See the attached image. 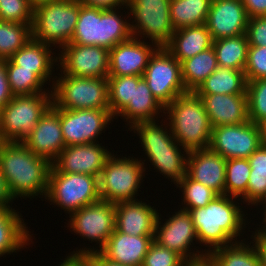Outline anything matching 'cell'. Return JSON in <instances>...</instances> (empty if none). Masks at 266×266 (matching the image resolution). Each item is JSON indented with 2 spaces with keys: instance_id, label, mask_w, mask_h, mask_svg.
I'll return each mask as SVG.
<instances>
[{
  "instance_id": "cell-1",
  "label": "cell",
  "mask_w": 266,
  "mask_h": 266,
  "mask_svg": "<svg viewBox=\"0 0 266 266\" xmlns=\"http://www.w3.org/2000/svg\"><path fill=\"white\" fill-rule=\"evenodd\" d=\"M51 167L22 142H0V170L14 200L39 194L46 198Z\"/></svg>"
},
{
  "instance_id": "cell-2",
  "label": "cell",
  "mask_w": 266,
  "mask_h": 266,
  "mask_svg": "<svg viewBox=\"0 0 266 266\" xmlns=\"http://www.w3.org/2000/svg\"><path fill=\"white\" fill-rule=\"evenodd\" d=\"M235 199L236 197L228 195H218L205 207L188 211L200 245L202 243L210 247L204 250L205 253L236 242L237 236L245 229V214L242 213L241 206H237Z\"/></svg>"
},
{
  "instance_id": "cell-3",
  "label": "cell",
  "mask_w": 266,
  "mask_h": 266,
  "mask_svg": "<svg viewBox=\"0 0 266 266\" xmlns=\"http://www.w3.org/2000/svg\"><path fill=\"white\" fill-rule=\"evenodd\" d=\"M166 111V112H165ZM175 140L182 146L183 153L209 149L212 126L201 98L188 91L179 95L164 109Z\"/></svg>"
},
{
  "instance_id": "cell-4",
  "label": "cell",
  "mask_w": 266,
  "mask_h": 266,
  "mask_svg": "<svg viewBox=\"0 0 266 266\" xmlns=\"http://www.w3.org/2000/svg\"><path fill=\"white\" fill-rule=\"evenodd\" d=\"M116 10L87 7L79 2V18L70 43L110 50L130 39L133 36L130 23L127 18L122 19Z\"/></svg>"
},
{
  "instance_id": "cell-5",
  "label": "cell",
  "mask_w": 266,
  "mask_h": 266,
  "mask_svg": "<svg viewBox=\"0 0 266 266\" xmlns=\"http://www.w3.org/2000/svg\"><path fill=\"white\" fill-rule=\"evenodd\" d=\"M162 126H158L155 121H148L136 123L129 129H133L134 133L137 131L143 150L154 169L177 184L186 175L187 156L181 153L180 144L173 137L171 128L169 133Z\"/></svg>"
},
{
  "instance_id": "cell-6",
  "label": "cell",
  "mask_w": 266,
  "mask_h": 266,
  "mask_svg": "<svg viewBox=\"0 0 266 266\" xmlns=\"http://www.w3.org/2000/svg\"><path fill=\"white\" fill-rule=\"evenodd\" d=\"M79 18V0H58L34 9L32 38L59 49L71 42ZM56 44V45H55ZM61 47V48H60Z\"/></svg>"
},
{
  "instance_id": "cell-7",
  "label": "cell",
  "mask_w": 266,
  "mask_h": 266,
  "mask_svg": "<svg viewBox=\"0 0 266 266\" xmlns=\"http://www.w3.org/2000/svg\"><path fill=\"white\" fill-rule=\"evenodd\" d=\"M14 95L0 110V142H22L52 105V91Z\"/></svg>"
},
{
  "instance_id": "cell-8",
  "label": "cell",
  "mask_w": 266,
  "mask_h": 266,
  "mask_svg": "<svg viewBox=\"0 0 266 266\" xmlns=\"http://www.w3.org/2000/svg\"><path fill=\"white\" fill-rule=\"evenodd\" d=\"M53 82L52 103L57 108L67 110L110 109L107 78L62 74Z\"/></svg>"
},
{
  "instance_id": "cell-9",
  "label": "cell",
  "mask_w": 266,
  "mask_h": 266,
  "mask_svg": "<svg viewBox=\"0 0 266 266\" xmlns=\"http://www.w3.org/2000/svg\"><path fill=\"white\" fill-rule=\"evenodd\" d=\"M145 163L140 159L111 154L99 177V194L101 200L113 204L133 201L143 182Z\"/></svg>"
},
{
  "instance_id": "cell-10",
  "label": "cell",
  "mask_w": 266,
  "mask_h": 266,
  "mask_svg": "<svg viewBox=\"0 0 266 266\" xmlns=\"http://www.w3.org/2000/svg\"><path fill=\"white\" fill-rule=\"evenodd\" d=\"M45 199L71 215L82 207L101 200L99 177L90 174L59 173L51 167Z\"/></svg>"
},
{
  "instance_id": "cell-11",
  "label": "cell",
  "mask_w": 266,
  "mask_h": 266,
  "mask_svg": "<svg viewBox=\"0 0 266 266\" xmlns=\"http://www.w3.org/2000/svg\"><path fill=\"white\" fill-rule=\"evenodd\" d=\"M170 1L129 0L128 18L132 14L135 19L130 24L133 37L146 36L152 40V47H165L175 32L170 19Z\"/></svg>"
},
{
  "instance_id": "cell-12",
  "label": "cell",
  "mask_w": 266,
  "mask_h": 266,
  "mask_svg": "<svg viewBox=\"0 0 266 266\" xmlns=\"http://www.w3.org/2000/svg\"><path fill=\"white\" fill-rule=\"evenodd\" d=\"M142 77L164 108L179 95L188 92L182 80L181 63L165 47L154 51Z\"/></svg>"
},
{
  "instance_id": "cell-13",
  "label": "cell",
  "mask_w": 266,
  "mask_h": 266,
  "mask_svg": "<svg viewBox=\"0 0 266 266\" xmlns=\"http://www.w3.org/2000/svg\"><path fill=\"white\" fill-rule=\"evenodd\" d=\"M69 218V226L74 233L83 236V239L85 237V239L91 240V243L93 240L100 243V248H97V250L82 248L72 253L89 256L96 251H100L113 234L115 229V204L100 200L73 212Z\"/></svg>"
},
{
  "instance_id": "cell-14",
  "label": "cell",
  "mask_w": 266,
  "mask_h": 266,
  "mask_svg": "<svg viewBox=\"0 0 266 266\" xmlns=\"http://www.w3.org/2000/svg\"><path fill=\"white\" fill-rule=\"evenodd\" d=\"M263 143L261 126L249 120L212 128L209 149L224 159H248Z\"/></svg>"
},
{
  "instance_id": "cell-15",
  "label": "cell",
  "mask_w": 266,
  "mask_h": 266,
  "mask_svg": "<svg viewBox=\"0 0 266 266\" xmlns=\"http://www.w3.org/2000/svg\"><path fill=\"white\" fill-rule=\"evenodd\" d=\"M113 119L110 109L60 108V123L65 146L95 143L98 135Z\"/></svg>"
},
{
  "instance_id": "cell-16",
  "label": "cell",
  "mask_w": 266,
  "mask_h": 266,
  "mask_svg": "<svg viewBox=\"0 0 266 266\" xmlns=\"http://www.w3.org/2000/svg\"><path fill=\"white\" fill-rule=\"evenodd\" d=\"M58 57L61 74L108 78L109 76V49L94 45H78L68 43Z\"/></svg>"
},
{
  "instance_id": "cell-17",
  "label": "cell",
  "mask_w": 266,
  "mask_h": 266,
  "mask_svg": "<svg viewBox=\"0 0 266 266\" xmlns=\"http://www.w3.org/2000/svg\"><path fill=\"white\" fill-rule=\"evenodd\" d=\"M160 220L161 218L158 214L154 241L160 246L175 251L186 261L197 260L208 256V253H203L198 250L195 253L194 251H190L191 243L193 244V240L198 241V237L188 211L178 210L162 226L159 225L161 224Z\"/></svg>"
},
{
  "instance_id": "cell-18",
  "label": "cell",
  "mask_w": 266,
  "mask_h": 266,
  "mask_svg": "<svg viewBox=\"0 0 266 266\" xmlns=\"http://www.w3.org/2000/svg\"><path fill=\"white\" fill-rule=\"evenodd\" d=\"M111 152L98 143L65 146L52 167L59 173L90 174L100 177Z\"/></svg>"
},
{
  "instance_id": "cell-19",
  "label": "cell",
  "mask_w": 266,
  "mask_h": 266,
  "mask_svg": "<svg viewBox=\"0 0 266 266\" xmlns=\"http://www.w3.org/2000/svg\"><path fill=\"white\" fill-rule=\"evenodd\" d=\"M22 143L35 155L44 157L52 163L65 147L60 123V108L52 103Z\"/></svg>"
},
{
  "instance_id": "cell-20",
  "label": "cell",
  "mask_w": 266,
  "mask_h": 266,
  "mask_svg": "<svg viewBox=\"0 0 266 266\" xmlns=\"http://www.w3.org/2000/svg\"><path fill=\"white\" fill-rule=\"evenodd\" d=\"M248 20L241 0H212L205 25L214 41L245 34Z\"/></svg>"
},
{
  "instance_id": "cell-21",
  "label": "cell",
  "mask_w": 266,
  "mask_h": 266,
  "mask_svg": "<svg viewBox=\"0 0 266 266\" xmlns=\"http://www.w3.org/2000/svg\"><path fill=\"white\" fill-rule=\"evenodd\" d=\"M157 48L133 36L118 43L109 50V76H142Z\"/></svg>"
},
{
  "instance_id": "cell-22",
  "label": "cell",
  "mask_w": 266,
  "mask_h": 266,
  "mask_svg": "<svg viewBox=\"0 0 266 266\" xmlns=\"http://www.w3.org/2000/svg\"><path fill=\"white\" fill-rule=\"evenodd\" d=\"M186 156V174L218 195H224L226 159L210 149L194 150Z\"/></svg>"
},
{
  "instance_id": "cell-23",
  "label": "cell",
  "mask_w": 266,
  "mask_h": 266,
  "mask_svg": "<svg viewBox=\"0 0 266 266\" xmlns=\"http://www.w3.org/2000/svg\"><path fill=\"white\" fill-rule=\"evenodd\" d=\"M212 128L249 121L247 94H197Z\"/></svg>"
},
{
  "instance_id": "cell-24",
  "label": "cell",
  "mask_w": 266,
  "mask_h": 266,
  "mask_svg": "<svg viewBox=\"0 0 266 266\" xmlns=\"http://www.w3.org/2000/svg\"><path fill=\"white\" fill-rule=\"evenodd\" d=\"M155 235L134 236L114 229L106 245L99 251L106 259L125 266H142Z\"/></svg>"
},
{
  "instance_id": "cell-25",
  "label": "cell",
  "mask_w": 266,
  "mask_h": 266,
  "mask_svg": "<svg viewBox=\"0 0 266 266\" xmlns=\"http://www.w3.org/2000/svg\"><path fill=\"white\" fill-rule=\"evenodd\" d=\"M158 212L138 199L115 204V229L125 234L155 235Z\"/></svg>"
},
{
  "instance_id": "cell-26",
  "label": "cell",
  "mask_w": 266,
  "mask_h": 266,
  "mask_svg": "<svg viewBox=\"0 0 266 266\" xmlns=\"http://www.w3.org/2000/svg\"><path fill=\"white\" fill-rule=\"evenodd\" d=\"M164 109L152 95L144 78L133 75V98L117 116L124 117L128 124H131L129 126H132L139 122L156 121L157 113L163 112Z\"/></svg>"
},
{
  "instance_id": "cell-27",
  "label": "cell",
  "mask_w": 266,
  "mask_h": 266,
  "mask_svg": "<svg viewBox=\"0 0 266 266\" xmlns=\"http://www.w3.org/2000/svg\"><path fill=\"white\" fill-rule=\"evenodd\" d=\"M213 39L205 24L176 30L165 48L180 63L212 47Z\"/></svg>"
},
{
  "instance_id": "cell-28",
  "label": "cell",
  "mask_w": 266,
  "mask_h": 266,
  "mask_svg": "<svg viewBox=\"0 0 266 266\" xmlns=\"http://www.w3.org/2000/svg\"><path fill=\"white\" fill-rule=\"evenodd\" d=\"M49 47L52 46L30 38L9 59L20 66V69L32 70L45 83L48 80L51 81L53 66L58 61V57L53 58Z\"/></svg>"
},
{
  "instance_id": "cell-29",
  "label": "cell",
  "mask_w": 266,
  "mask_h": 266,
  "mask_svg": "<svg viewBox=\"0 0 266 266\" xmlns=\"http://www.w3.org/2000/svg\"><path fill=\"white\" fill-rule=\"evenodd\" d=\"M18 212L12 207H0V256L20 251L30 244L31 235L20 218Z\"/></svg>"
},
{
  "instance_id": "cell-30",
  "label": "cell",
  "mask_w": 266,
  "mask_h": 266,
  "mask_svg": "<svg viewBox=\"0 0 266 266\" xmlns=\"http://www.w3.org/2000/svg\"><path fill=\"white\" fill-rule=\"evenodd\" d=\"M244 70L220 67L194 91L196 94H247Z\"/></svg>"
},
{
  "instance_id": "cell-31",
  "label": "cell",
  "mask_w": 266,
  "mask_h": 266,
  "mask_svg": "<svg viewBox=\"0 0 266 266\" xmlns=\"http://www.w3.org/2000/svg\"><path fill=\"white\" fill-rule=\"evenodd\" d=\"M212 0H171L170 19L174 30L205 24Z\"/></svg>"
},
{
  "instance_id": "cell-32",
  "label": "cell",
  "mask_w": 266,
  "mask_h": 266,
  "mask_svg": "<svg viewBox=\"0 0 266 266\" xmlns=\"http://www.w3.org/2000/svg\"><path fill=\"white\" fill-rule=\"evenodd\" d=\"M218 68L213 47L181 63L182 80L187 91H195Z\"/></svg>"
},
{
  "instance_id": "cell-33",
  "label": "cell",
  "mask_w": 266,
  "mask_h": 266,
  "mask_svg": "<svg viewBox=\"0 0 266 266\" xmlns=\"http://www.w3.org/2000/svg\"><path fill=\"white\" fill-rule=\"evenodd\" d=\"M249 43L246 34L214 40L212 47L220 67L244 70Z\"/></svg>"
},
{
  "instance_id": "cell-34",
  "label": "cell",
  "mask_w": 266,
  "mask_h": 266,
  "mask_svg": "<svg viewBox=\"0 0 266 266\" xmlns=\"http://www.w3.org/2000/svg\"><path fill=\"white\" fill-rule=\"evenodd\" d=\"M208 256L216 266H261L254 245L243 240L211 250Z\"/></svg>"
},
{
  "instance_id": "cell-35",
  "label": "cell",
  "mask_w": 266,
  "mask_h": 266,
  "mask_svg": "<svg viewBox=\"0 0 266 266\" xmlns=\"http://www.w3.org/2000/svg\"><path fill=\"white\" fill-rule=\"evenodd\" d=\"M251 172L247 185V205H257L266 195V143L248 158Z\"/></svg>"
},
{
  "instance_id": "cell-36",
  "label": "cell",
  "mask_w": 266,
  "mask_h": 266,
  "mask_svg": "<svg viewBox=\"0 0 266 266\" xmlns=\"http://www.w3.org/2000/svg\"><path fill=\"white\" fill-rule=\"evenodd\" d=\"M31 26L0 20V59H9L32 38Z\"/></svg>"
},
{
  "instance_id": "cell-37",
  "label": "cell",
  "mask_w": 266,
  "mask_h": 266,
  "mask_svg": "<svg viewBox=\"0 0 266 266\" xmlns=\"http://www.w3.org/2000/svg\"><path fill=\"white\" fill-rule=\"evenodd\" d=\"M251 167L248 159H226L224 195L242 197L247 203V185Z\"/></svg>"
},
{
  "instance_id": "cell-38",
  "label": "cell",
  "mask_w": 266,
  "mask_h": 266,
  "mask_svg": "<svg viewBox=\"0 0 266 266\" xmlns=\"http://www.w3.org/2000/svg\"><path fill=\"white\" fill-rule=\"evenodd\" d=\"M6 73L13 95L46 92L42 88L45 83L32 70L20 69V66L15 65L10 59H6Z\"/></svg>"
},
{
  "instance_id": "cell-39",
  "label": "cell",
  "mask_w": 266,
  "mask_h": 266,
  "mask_svg": "<svg viewBox=\"0 0 266 266\" xmlns=\"http://www.w3.org/2000/svg\"><path fill=\"white\" fill-rule=\"evenodd\" d=\"M108 105L112 116L117 115L133 98V75L108 76Z\"/></svg>"
},
{
  "instance_id": "cell-40",
  "label": "cell",
  "mask_w": 266,
  "mask_h": 266,
  "mask_svg": "<svg viewBox=\"0 0 266 266\" xmlns=\"http://www.w3.org/2000/svg\"><path fill=\"white\" fill-rule=\"evenodd\" d=\"M176 186L183 190V203L186 206L180 209L185 211L205 207L218 196L215 191L194 181L187 174Z\"/></svg>"
},
{
  "instance_id": "cell-41",
  "label": "cell",
  "mask_w": 266,
  "mask_h": 266,
  "mask_svg": "<svg viewBox=\"0 0 266 266\" xmlns=\"http://www.w3.org/2000/svg\"><path fill=\"white\" fill-rule=\"evenodd\" d=\"M249 120L257 125L266 122V78L246 84Z\"/></svg>"
},
{
  "instance_id": "cell-42",
  "label": "cell",
  "mask_w": 266,
  "mask_h": 266,
  "mask_svg": "<svg viewBox=\"0 0 266 266\" xmlns=\"http://www.w3.org/2000/svg\"><path fill=\"white\" fill-rule=\"evenodd\" d=\"M33 13L30 0H0V20L33 23Z\"/></svg>"
},
{
  "instance_id": "cell-43",
  "label": "cell",
  "mask_w": 266,
  "mask_h": 266,
  "mask_svg": "<svg viewBox=\"0 0 266 266\" xmlns=\"http://www.w3.org/2000/svg\"><path fill=\"white\" fill-rule=\"evenodd\" d=\"M185 262L178 253L154 241L144 257L142 266H184Z\"/></svg>"
},
{
  "instance_id": "cell-44",
  "label": "cell",
  "mask_w": 266,
  "mask_h": 266,
  "mask_svg": "<svg viewBox=\"0 0 266 266\" xmlns=\"http://www.w3.org/2000/svg\"><path fill=\"white\" fill-rule=\"evenodd\" d=\"M244 74L246 82L266 78V47L248 46Z\"/></svg>"
},
{
  "instance_id": "cell-45",
  "label": "cell",
  "mask_w": 266,
  "mask_h": 266,
  "mask_svg": "<svg viewBox=\"0 0 266 266\" xmlns=\"http://www.w3.org/2000/svg\"><path fill=\"white\" fill-rule=\"evenodd\" d=\"M245 34L249 46L266 47V16L250 18Z\"/></svg>"
},
{
  "instance_id": "cell-46",
  "label": "cell",
  "mask_w": 266,
  "mask_h": 266,
  "mask_svg": "<svg viewBox=\"0 0 266 266\" xmlns=\"http://www.w3.org/2000/svg\"><path fill=\"white\" fill-rule=\"evenodd\" d=\"M14 97L6 73V60L0 59V110Z\"/></svg>"
},
{
  "instance_id": "cell-47",
  "label": "cell",
  "mask_w": 266,
  "mask_h": 266,
  "mask_svg": "<svg viewBox=\"0 0 266 266\" xmlns=\"http://www.w3.org/2000/svg\"><path fill=\"white\" fill-rule=\"evenodd\" d=\"M82 5L101 9H119L120 6L128 7L129 0H79Z\"/></svg>"
},
{
  "instance_id": "cell-48",
  "label": "cell",
  "mask_w": 266,
  "mask_h": 266,
  "mask_svg": "<svg viewBox=\"0 0 266 266\" xmlns=\"http://www.w3.org/2000/svg\"><path fill=\"white\" fill-rule=\"evenodd\" d=\"M248 18L266 16V0H241Z\"/></svg>"
},
{
  "instance_id": "cell-49",
  "label": "cell",
  "mask_w": 266,
  "mask_h": 266,
  "mask_svg": "<svg viewBox=\"0 0 266 266\" xmlns=\"http://www.w3.org/2000/svg\"><path fill=\"white\" fill-rule=\"evenodd\" d=\"M252 241L255 243L253 244L256 252L259 257V262L261 266H266V238L255 231V235L253 236Z\"/></svg>"
},
{
  "instance_id": "cell-50",
  "label": "cell",
  "mask_w": 266,
  "mask_h": 266,
  "mask_svg": "<svg viewBox=\"0 0 266 266\" xmlns=\"http://www.w3.org/2000/svg\"><path fill=\"white\" fill-rule=\"evenodd\" d=\"M60 266H91V261L88 255L71 254L68 255Z\"/></svg>"
},
{
  "instance_id": "cell-51",
  "label": "cell",
  "mask_w": 266,
  "mask_h": 266,
  "mask_svg": "<svg viewBox=\"0 0 266 266\" xmlns=\"http://www.w3.org/2000/svg\"><path fill=\"white\" fill-rule=\"evenodd\" d=\"M13 200L14 199L9 191L7 181L0 170V207H10L9 204Z\"/></svg>"
},
{
  "instance_id": "cell-52",
  "label": "cell",
  "mask_w": 266,
  "mask_h": 266,
  "mask_svg": "<svg viewBox=\"0 0 266 266\" xmlns=\"http://www.w3.org/2000/svg\"><path fill=\"white\" fill-rule=\"evenodd\" d=\"M91 266H125L106 259L99 251L89 255Z\"/></svg>"
},
{
  "instance_id": "cell-53",
  "label": "cell",
  "mask_w": 266,
  "mask_h": 266,
  "mask_svg": "<svg viewBox=\"0 0 266 266\" xmlns=\"http://www.w3.org/2000/svg\"><path fill=\"white\" fill-rule=\"evenodd\" d=\"M184 266H216L214 262L206 256L201 259L186 261Z\"/></svg>"
},
{
  "instance_id": "cell-54",
  "label": "cell",
  "mask_w": 266,
  "mask_h": 266,
  "mask_svg": "<svg viewBox=\"0 0 266 266\" xmlns=\"http://www.w3.org/2000/svg\"><path fill=\"white\" fill-rule=\"evenodd\" d=\"M55 1H58V0H30L31 6L33 9H35L41 5L48 4L51 2H55Z\"/></svg>"
},
{
  "instance_id": "cell-55",
  "label": "cell",
  "mask_w": 266,
  "mask_h": 266,
  "mask_svg": "<svg viewBox=\"0 0 266 266\" xmlns=\"http://www.w3.org/2000/svg\"><path fill=\"white\" fill-rule=\"evenodd\" d=\"M262 209H265L264 210V218H263V222H262V224H264V226L263 227H261V229L260 228H258L256 231H266V208H262Z\"/></svg>"
},
{
  "instance_id": "cell-56",
  "label": "cell",
  "mask_w": 266,
  "mask_h": 266,
  "mask_svg": "<svg viewBox=\"0 0 266 266\" xmlns=\"http://www.w3.org/2000/svg\"><path fill=\"white\" fill-rule=\"evenodd\" d=\"M261 128H262L263 140L264 143H266V122L261 125Z\"/></svg>"
},
{
  "instance_id": "cell-57",
  "label": "cell",
  "mask_w": 266,
  "mask_h": 266,
  "mask_svg": "<svg viewBox=\"0 0 266 266\" xmlns=\"http://www.w3.org/2000/svg\"><path fill=\"white\" fill-rule=\"evenodd\" d=\"M260 203L265 205V206H263V208H266V195H265L264 199Z\"/></svg>"
},
{
  "instance_id": "cell-58",
  "label": "cell",
  "mask_w": 266,
  "mask_h": 266,
  "mask_svg": "<svg viewBox=\"0 0 266 266\" xmlns=\"http://www.w3.org/2000/svg\"><path fill=\"white\" fill-rule=\"evenodd\" d=\"M258 233L263 235L266 238V231H258Z\"/></svg>"
}]
</instances>
